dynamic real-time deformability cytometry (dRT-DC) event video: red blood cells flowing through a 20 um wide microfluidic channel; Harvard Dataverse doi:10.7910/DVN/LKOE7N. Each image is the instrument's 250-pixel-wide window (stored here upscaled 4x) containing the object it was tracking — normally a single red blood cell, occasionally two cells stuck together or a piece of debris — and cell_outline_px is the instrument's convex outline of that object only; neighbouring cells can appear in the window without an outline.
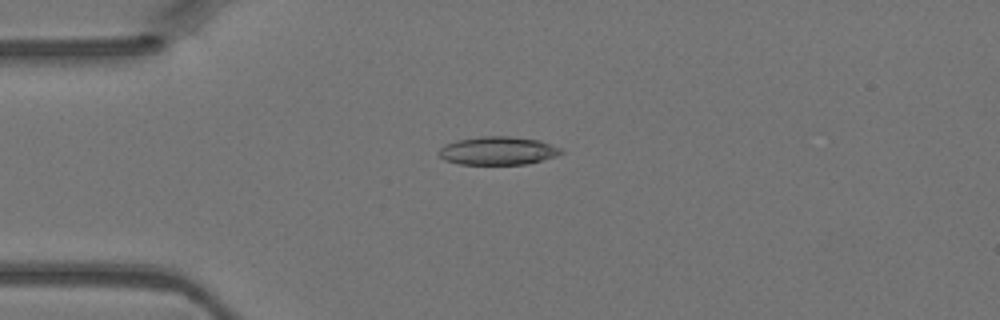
{"species": "Egyptian fruit bat (a non-hibernating species)", "species_latin": "Rousettus aegyptiacus", "temperature_condition": "warm", "stored_images_in_passage": 5, "camera_frame_rate_fps": 3000, "um_per_image_px": 0.085, "animal": {"sex": "female"}, "frame": {"image": 1, "passage_image": 4, "time_ms": 1.0, "image_size_px": [1000, 320], "cell_outline_px": [[564, 152], [556, 156], [528, 164], [460, 164], [444, 160], [440, 156], [440, 148], [456, 140], [480, 136], [508, 136], [540, 140], [560, 148]], "centroid_in_image_um": [42.34, 12.81], "position_along_channel_um": 42.7, "area_um2": 20.0}}